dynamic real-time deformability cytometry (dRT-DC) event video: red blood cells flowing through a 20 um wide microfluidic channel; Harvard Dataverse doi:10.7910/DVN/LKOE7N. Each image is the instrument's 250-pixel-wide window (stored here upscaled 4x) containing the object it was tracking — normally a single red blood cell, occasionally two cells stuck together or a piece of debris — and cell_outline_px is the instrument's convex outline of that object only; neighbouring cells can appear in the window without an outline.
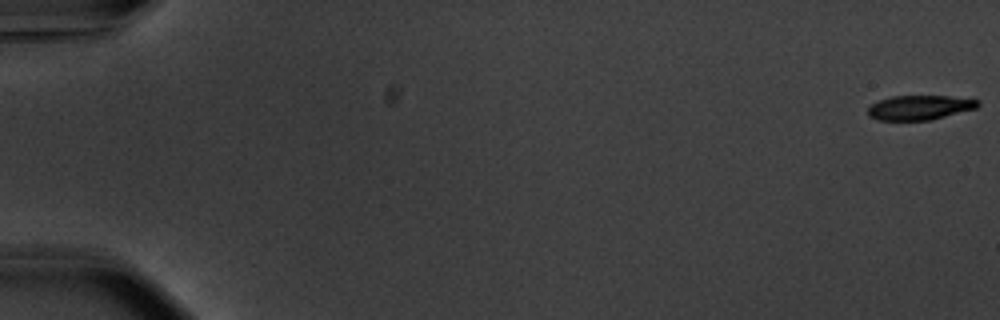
{"species": "common noctule bat (a hibernating species)", "species_latin": "Nyctalus noctula", "temperature_condition": "warm", "stored_images_in_passage": 56, "camera_frame_rate_fps": 3000, "um_per_image_px": 0.085, "animal": {"sex": "male", "body_mass_g": 20.1, "forearm_length_mm": 53.5}, "frame": {"image": 1, "passage_image": 1, "time_ms": 0.0, "image_size_px": [1000, 320], "cell_outline_px": [[980, 104], [976, 108], [928, 120], [880, 120], [868, 116], [868, 108], [872, 104], [880, 100], [892, 96], [948, 96], [980, 100]], "centroid_in_image_um": [78.16, 9.13], "position_along_channel_um": 6.8, "area_um2": 15.49}}
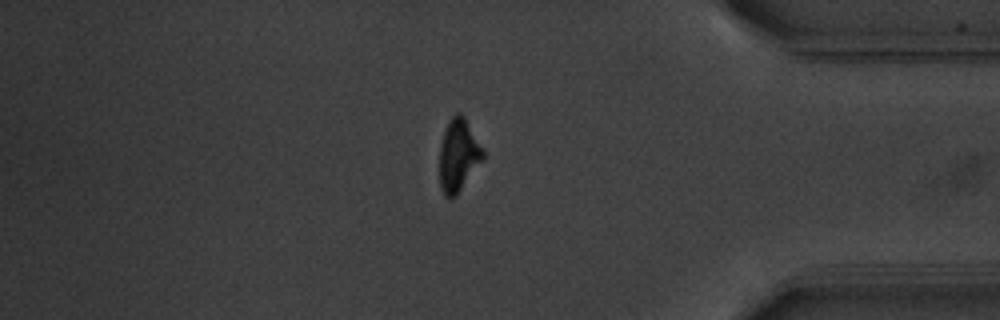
{"frame": {"image": 2, "passage_image": 48, "time_ms": 15.667, "image_size_px": [1000, 320], "cell_outline_px": [[484, 160], [456, 196], [452, 200], [444, 196], [440, 188], [440, 144], [444, 132], [452, 116], [456, 112], [460, 112], [464, 116], [484, 148]], "centroid_in_image_um": [38.99, 13.23], "position_along_channel_um": 396.2, "area_um2": 18.67}}
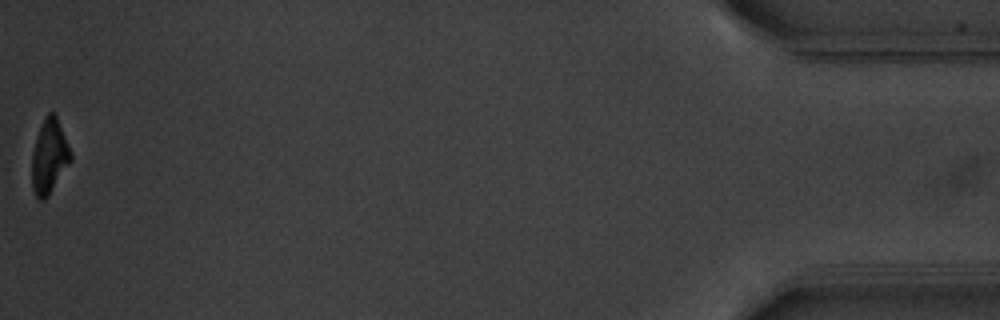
{"frame": {"image": 3, "passage_image": 56, "time_ms": 18.333, "image_size_px": [1000, 320], "cell_outline_px": [[72, 160], [48, 196], [44, 200], [40, 200], [36, 196], [32, 188], [32, 152], [44, 116], [48, 112], [52, 112], [56, 116], [72, 156]], "centroid_in_image_um": [4.18, 13.33], "position_along_channel_um": 431.0, "area_um2": 16.47}, "authors_computed_cell_mechanics": {"area_um2": 18.1203, "velocity_mm_per_s": 3.7393, "shape_relaxation_time_tau1_ms": 2.446, "shape_relaxation_time_tau2_ms": null, "deformation_change_tau1": 0.1722, "deformation_change_tau2": null}}